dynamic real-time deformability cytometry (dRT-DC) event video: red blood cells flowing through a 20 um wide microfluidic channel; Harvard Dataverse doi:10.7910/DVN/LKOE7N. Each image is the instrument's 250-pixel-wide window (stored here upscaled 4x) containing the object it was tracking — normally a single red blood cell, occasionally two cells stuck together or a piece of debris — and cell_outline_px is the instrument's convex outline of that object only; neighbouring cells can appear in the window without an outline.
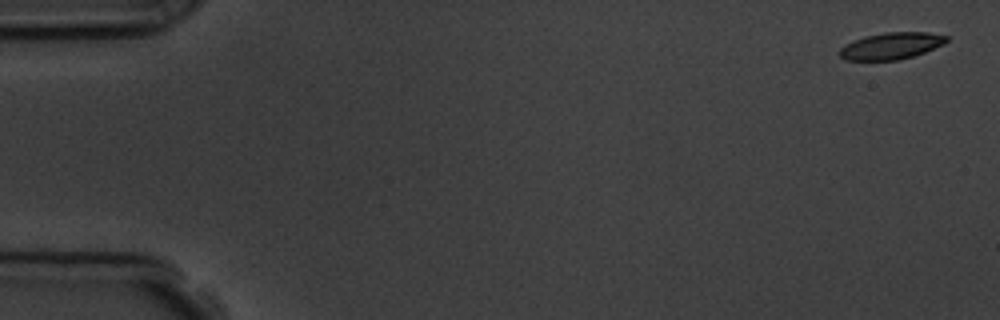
{"species": "common noctule bat (a hibernating species)", "species_latin": "Nyctalus noctula", "temperature_condition": "room temperature", "stored_images_in_passage": 7, "camera_frame_rate_fps": 3000, "um_per_image_px": 0.085, "animal": {"sex": "male", "body_mass_g": 19.5, "forearm_length_mm": 54.6}, "frame": {"image": 1, "passage_image": 1, "time_ms": 0.0, "image_size_px": [1000, 320], "cell_outline_px": [[948, 40], [944, 44], [924, 52], [900, 60], [844, 60], [836, 52], [844, 44], [852, 40], [864, 36], [884, 32], [928, 32], [948, 36]], "centroid_in_image_um": [75.7, 3.89], "position_along_channel_um": 9.3, "area_um2": 16.88}}
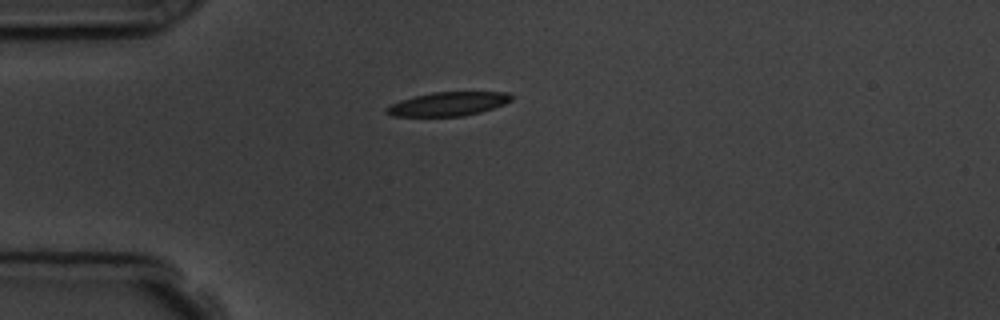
{"frame": {"image": 2, "passage_image": 4, "time_ms": 4.333, "image_size_px": [1000, 320], "cell_outline_px": [[512, 100], [504, 104], [480, 112], [464, 116], [392, 116], [384, 112], [384, 108], [400, 100], [412, 96], [432, 92], [508, 92], [512, 96]], "centroid_in_image_um": [38.05, 8.83], "position_along_channel_um": 46.9, "area_um2": 17.4}}